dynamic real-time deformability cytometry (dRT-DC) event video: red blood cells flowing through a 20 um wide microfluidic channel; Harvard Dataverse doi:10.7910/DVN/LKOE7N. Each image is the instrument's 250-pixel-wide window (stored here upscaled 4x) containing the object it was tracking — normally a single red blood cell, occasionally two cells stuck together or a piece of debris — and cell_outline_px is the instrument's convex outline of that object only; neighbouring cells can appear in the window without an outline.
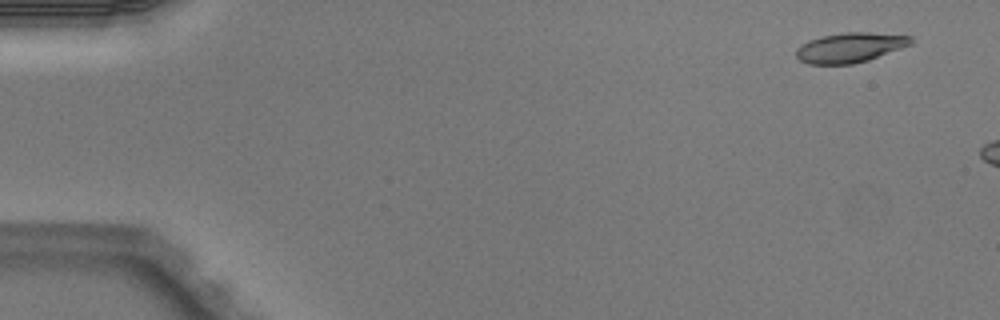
{"species": "Egyptian fruit bat (a non-hibernating species)", "species_latin": "Rousettus aegyptiacus", "temperature_condition": "warm", "stored_images_in_passage": 4, "camera_frame_rate_fps": 3000, "um_per_image_px": 0.085, "animal": {"sex": "male"}, "frame": {"image": 1, "passage_image": 1, "time_ms": 0.0, "image_size_px": [1000, 320], "cell_outline_px": [[912, 44], [868, 60], [852, 64], [808, 64], [800, 60], [796, 56], [796, 48], [808, 40], [824, 36], [844, 32], [868, 32], [912, 36]], "centroid_in_image_um": [72.24, 4.04], "position_along_channel_um": 12.8, "area_um2": 19.83}}